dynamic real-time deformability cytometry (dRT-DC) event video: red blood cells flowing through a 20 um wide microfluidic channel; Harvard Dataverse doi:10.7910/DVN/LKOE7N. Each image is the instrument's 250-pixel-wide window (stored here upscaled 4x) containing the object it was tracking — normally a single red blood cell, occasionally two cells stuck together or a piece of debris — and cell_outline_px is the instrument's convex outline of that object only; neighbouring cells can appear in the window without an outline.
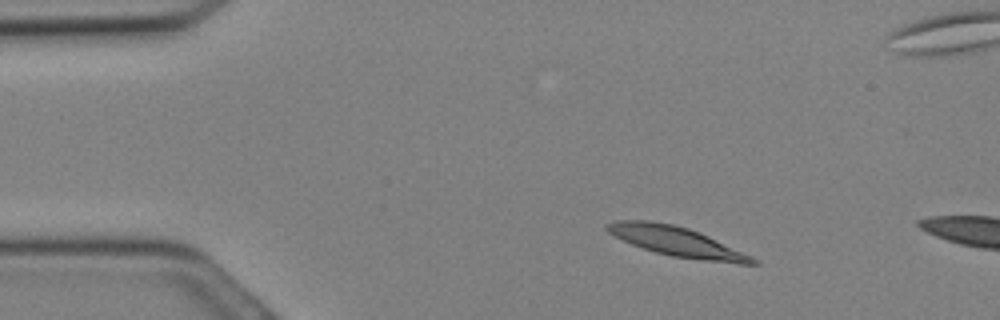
{"species": "Egyptian fruit bat (a non-hibernating species)", "species_latin": "Rousettus aegyptiacus", "temperature_condition": "cold", "stored_images_in_passage": 6, "camera_frame_rate_fps": 3000, "um_per_image_px": 0.085, "animal": {"sex": "female"}, "frame": {"image": 1, "passage_image": 4, "time_ms": 1.0, "image_size_px": [1000, 320], "cell_outline_px": [[760, 264], [740, 264], [700, 260], [672, 256], [656, 252], [632, 244], [608, 232], [604, 228], [604, 224], [616, 220], [652, 220], [672, 224], [688, 228], [700, 232], [752, 256], [760, 260]], "centroid_in_image_um": [57.55, 20.53], "position_along_channel_um": 27.4, "area_um2": 25.14}}